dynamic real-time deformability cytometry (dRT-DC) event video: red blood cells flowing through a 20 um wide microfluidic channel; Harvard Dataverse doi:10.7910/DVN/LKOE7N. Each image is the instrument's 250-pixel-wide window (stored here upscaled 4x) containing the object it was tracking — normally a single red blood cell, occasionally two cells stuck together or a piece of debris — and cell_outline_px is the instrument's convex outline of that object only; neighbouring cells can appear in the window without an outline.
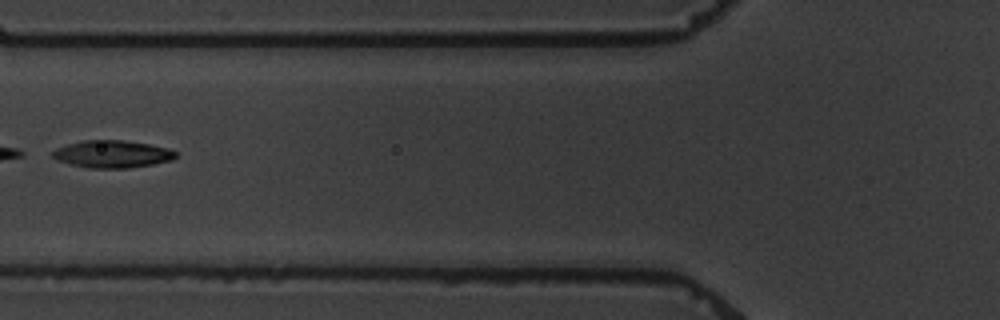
{"species": "common noctule bat (a hibernating species)", "species_latin": "Nyctalus noctula", "temperature_condition": "warm", "stored_images_in_passage": 5, "camera_frame_rate_fps": 3000, "um_per_image_px": 0.085, "animal": {"sex": "male", "body_mass_g": 19.5, "forearm_length_mm": 54.6}, "frame": {"image": 1, "passage_image": 5, "time_ms": 4.667, "image_size_px": [1000, 320], "cell_outline_px": [[176, 156], [172, 160], [152, 164], [128, 168], [88, 168], [68, 164], [52, 156], [52, 152], [56, 148], [80, 140], [124, 140], [148, 144], [168, 148], [176, 152]], "centroid_in_image_um": [9.53, 13.09], "position_along_channel_um": 116.3, "area_um2": 19.59}}